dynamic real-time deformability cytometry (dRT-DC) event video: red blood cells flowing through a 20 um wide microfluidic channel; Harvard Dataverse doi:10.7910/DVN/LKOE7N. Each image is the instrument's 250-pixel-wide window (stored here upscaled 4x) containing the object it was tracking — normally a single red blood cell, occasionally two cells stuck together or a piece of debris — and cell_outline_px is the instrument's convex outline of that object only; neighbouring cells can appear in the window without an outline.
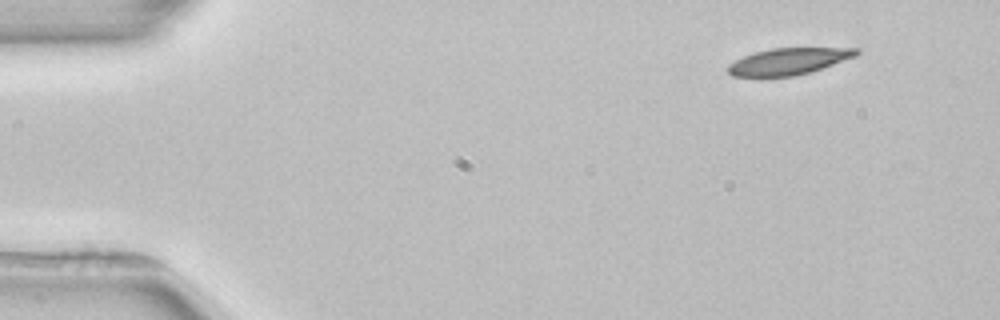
{"species": "common noctule bat (a hibernating species)", "species_latin": "Nyctalus noctula", "temperature_condition": "room temperature", "stored_images_in_passage": 3, "camera_frame_rate_fps": 3000, "um_per_image_px": 0.085, "animal": {"sex": "female", "body_mass_g": 22.7, "forearm_length_mm": 54.2}, "frame": {"image": 1, "passage_image": 1, "time_ms": 0.0, "image_size_px": [1000, 320], "cell_outline_px": [[860, 52], [856, 56], [808, 72], [792, 76], [760, 80], [732, 76], [728, 72], [728, 64], [752, 52], [772, 48], [860, 48]], "centroid_in_image_um": [66.91, 5.25], "position_along_channel_um": 18.1, "area_um2": 20.46}}
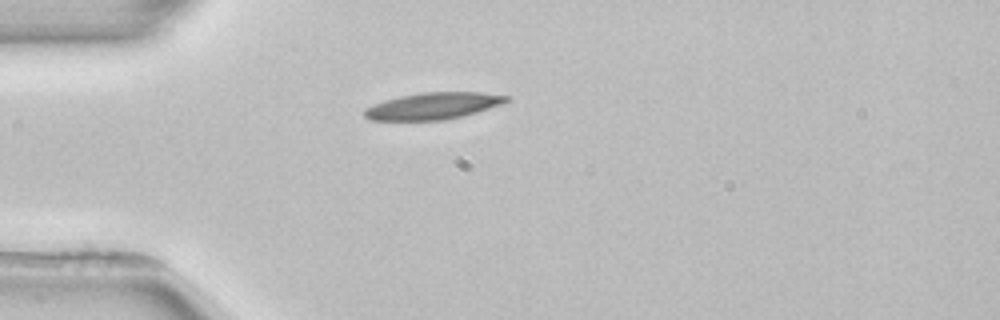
{"frame": {"image": 2, "passage_image": 3, "time_ms": 3.0, "image_size_px": [1000, 320], "cell_outline_px": [[512, 100], [504, 104], [464, 116], [444, 120], [368, 120], [360, 112], [364, 108], [372, 104], [384, 100], [400, 96], [424, 92], [484, 92], [512, 96]], "centroid_in_image_um": [36.85, 9.0], "position_along_channel_um": 48.2, "area_um2": 22.66}}